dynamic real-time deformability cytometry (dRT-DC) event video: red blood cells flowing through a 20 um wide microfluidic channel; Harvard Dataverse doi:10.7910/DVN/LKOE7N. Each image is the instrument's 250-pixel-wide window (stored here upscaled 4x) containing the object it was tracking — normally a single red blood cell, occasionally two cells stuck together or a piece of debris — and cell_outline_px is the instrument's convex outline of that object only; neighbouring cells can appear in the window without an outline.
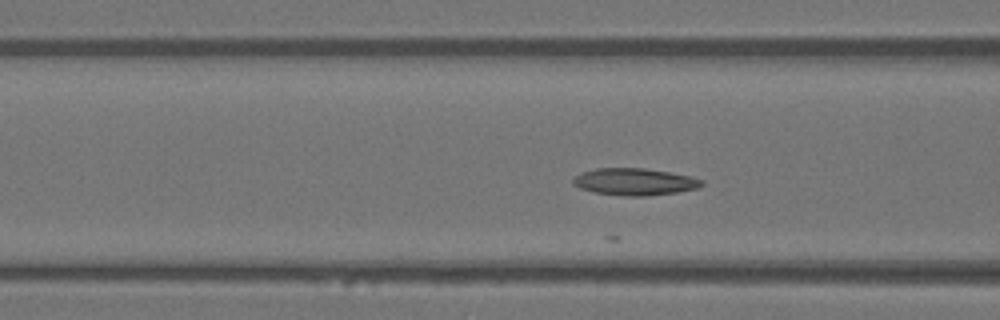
{"species": "Egyptian fruit bat (a non-hibernating species)", "species_latin": "Rousettus aegyptiacus", "temperature_condition": "warm", "stored_images_in_passage": 12, "camera_frame_rate_fps": 3000, "um_per_image_px": 0.085, "animal": {"sex": "female"}, "frame": {"image": 1, "passage_image": 5, "time_ms": 1.333, "image_size_px": [1000, 320], "cell_outline_px": [[704, 184], [696, 188], [676, 192], [648, 196], [624, 196], [596, 192], [580, 188], [572, 184], [572, 180], [580, 172], [596, 168], [644, 168], [692, 176], [704, 180]], "centroid_in_image_um": [53.94, 15.44], "position_along_channel_um": 112.7, "area_um2": 20.23}}
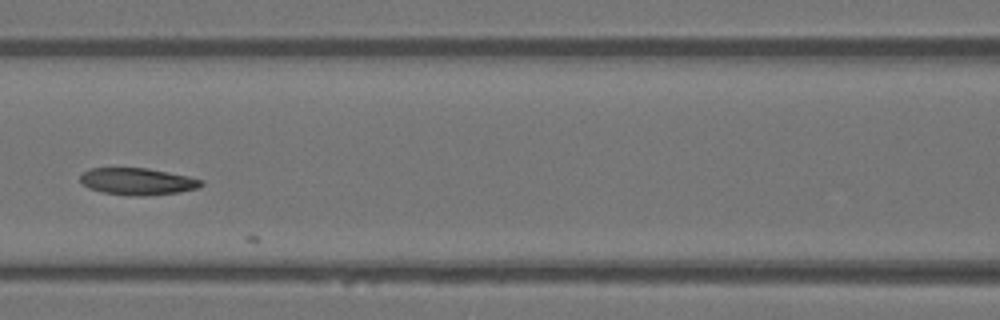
{"frame": {"image": 2, "passage_image": 8, "time_ms": 2.333, "image_size_px": [1000, 320], "cell_outline_px": [[204, 184], [200, 188], [180, 192], [148, 196], [128, 196], [104, 192], [88, 188], [80, 180], [80, 176], [84, 172], [92, 168], [148, 168], [188, 176], [204, 180]], "centroid_in_image_um": [11.75, 15.43], "position_along_channel_um": 154.9, "area_um2": 19.13}}
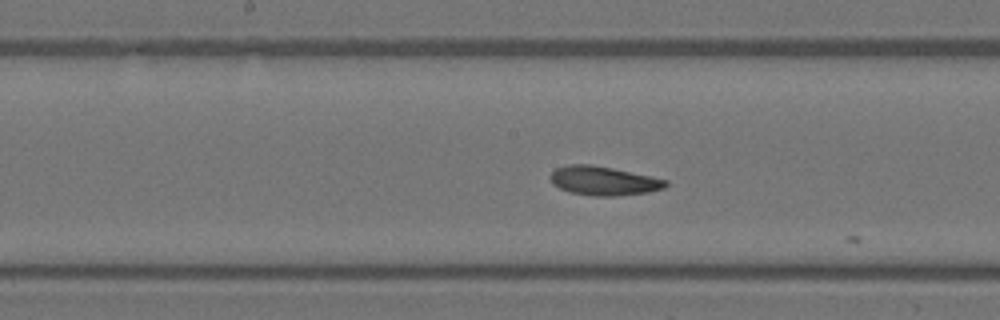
{"frame": {"image": 3, "passage_image": 11, "time_ms": 3.333, "image_size_px": [1000, 320], "cell_outline_px": [[668, 184], [664, 188], [648, 192], [612, 196], [596, 196], [568, 192], [552, 184], [548, 176], [556, 168], [568, 164], [588, 164], [612, 168], [652, 176], [668, 180]], "centroid_in_image_um": [51.28, 15.36], "position_along_channel_um": 196.9, "area_um2": 19.54}}